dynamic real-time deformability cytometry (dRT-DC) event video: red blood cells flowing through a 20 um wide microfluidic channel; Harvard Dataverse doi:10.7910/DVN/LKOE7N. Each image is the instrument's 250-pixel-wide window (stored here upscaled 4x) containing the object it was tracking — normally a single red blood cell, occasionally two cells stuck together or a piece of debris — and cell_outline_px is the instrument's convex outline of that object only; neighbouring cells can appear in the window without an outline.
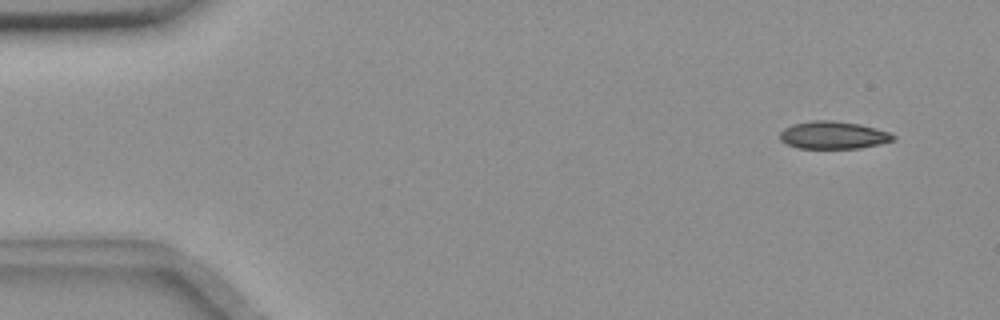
{"species": "common noctule bat (a hibernating species)", "species_latin": "Nyctalus noctula", "temperature_condition": "room temperature", "stored_images_in_passage": 10, "camera_frame_rate_fps": 3000, "um_per_image_px": 0.085, "animal": {"sex": "female", "body_mass_g": 18.4}, "frame": {"image": 1, "passage_image": 1, "time_ms": 0.0, "image_size_px": [1000, 320], "cell_outline_px": [[896, 140], [880, 144], [860, 148], [796, 148], [780, 140], [780, 132], [784, 128], [792, 124], [812, 120], [832, 120], [860, 124], [876, 128], [888, 132], [896, 136]], "centroid_in_image_um": [70.84, 11.48], "position_along_channel_um": 14.2, "area_um2": 18.32}}
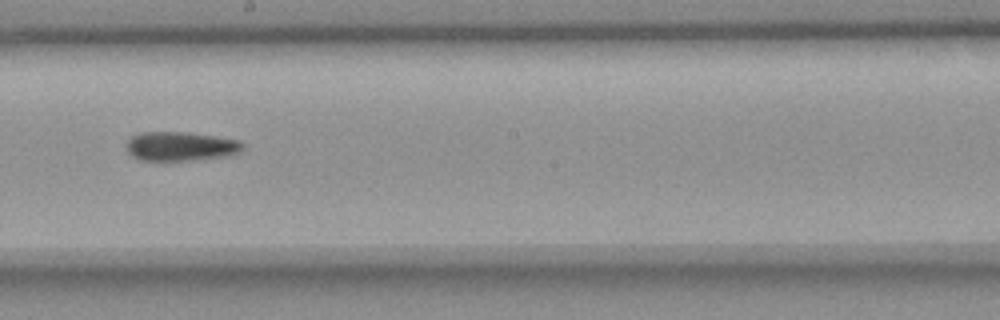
{"frame": {"image": 2, "passage_image": 9, "time_ms": 9.0, "image_size_px": [1000, 320], "cell_outline_px": [[244, 148], [236, 152], [224, 156], [188, 160], [140, 160], [132, 156], [128, 152], [128, 140], [132, 136], [140, 132], [184, 132], [216, 136], [240, 140], [244, 144]], "centroid_in_image_um": [15.34, 12.42], "position_along_channel_um": 232.9, "area_um2": 19.48}}
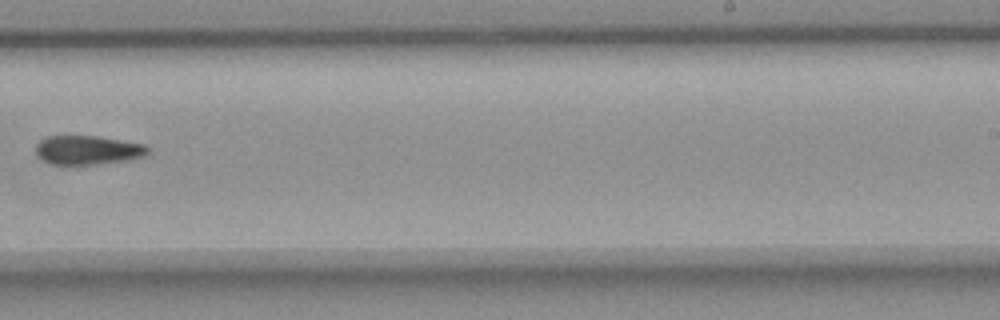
{"frame": {"image": 3, "passage_image": 10, "time_ms": 10.333, "image_size_px": [1000, 320], "cell_outline_px": [[148, 152], [144, 156], [128, 160], [96, 164], [52, 164], [44, 160], [36, 152], [36, 144], [44, 136], [96, 136], [144, 144], [148, 148]], "centroid_in_image_um": [7.45, 12.75], "position_along_channel_um": 281.6, "area_um2": 18.73}}